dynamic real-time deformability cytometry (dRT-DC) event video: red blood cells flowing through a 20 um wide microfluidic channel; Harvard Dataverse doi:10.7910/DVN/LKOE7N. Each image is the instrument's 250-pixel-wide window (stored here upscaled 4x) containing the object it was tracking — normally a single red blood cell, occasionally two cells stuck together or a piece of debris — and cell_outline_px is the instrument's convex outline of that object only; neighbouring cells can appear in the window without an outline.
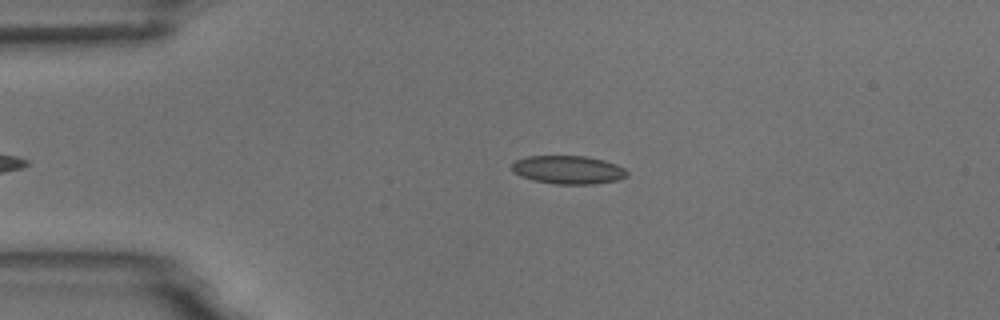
{"species": "common noctule bat (a hibernating species)", "species_latin": "Nyctalus noctula", "temperature_condition": "room temperature", "stored_images_in_passage": 2, "camera_frame_rate_fps": 3000, "um_per_image_px": 0.085, "animal": {"sex": "male", "body_mass_g": 18.8}, "frame": {"image": 1, "passage_image": 1, "time_ms": 0.0, "image_size_px": [1000, 320], "cell_outline_px": [[628, 176], [616, 180], [596, 184], [556, 184], [532, 180], [520, 176], [512, 172], [512, 164], [516, 160], [528, 156], [584, 156], [604, 160], [616, 164], [624, 168], [628, 172]], "centroid_in_image_um": [48.29, 14.44], "position_along_channel_um": 36.7, "area_um2": 19.07}}
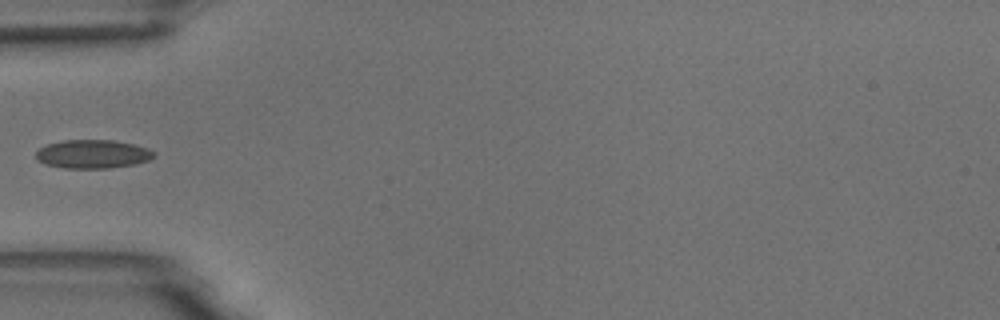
{"frame": {"image": 2, "passage_image": 2, "time_ms": 2.0, "image_size_px": [1000, 320], "cell_outline_px": [[156, 156], [148, 160], [136, 164], [108, 168], [64, 168], [44, 164], [36, 160], [36, 152], [40, 148], [48, 144], [64, 140], [112, 140], [132, 144], [148, 148], [156, 152]], "centroid_in_image_um": [7.88, 13.1], "position_along_channel_um": 77.1, "area_um2": 19.71}}